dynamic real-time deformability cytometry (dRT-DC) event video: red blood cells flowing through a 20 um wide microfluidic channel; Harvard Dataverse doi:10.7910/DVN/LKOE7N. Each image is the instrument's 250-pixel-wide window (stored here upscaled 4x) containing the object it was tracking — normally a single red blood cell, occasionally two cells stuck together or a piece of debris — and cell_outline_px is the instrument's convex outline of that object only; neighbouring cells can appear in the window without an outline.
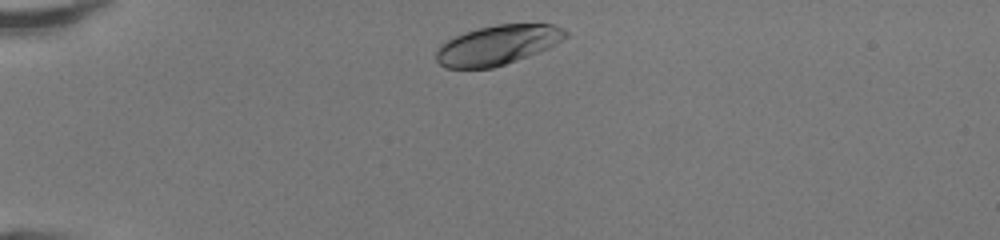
{"species": "human", "species_latin": "Homo sapiens", "temperature_condition": "room temperature", "stored_images_in_passage": 33, "camera_frame_rate_fps": 3000, "um_per_image_px": 0.085, "donor": {"sex": "female"}, "frame": {"image": 1, "passage_image": 2, "time_ms": 0.333, "image_size_px": [1000, 240], "cell_outline_px": [[568, 36], [548, 48], [540, 52], [492, 68], [444, 68], [436, 60], [436, 52], [440, 44], [464, 32], [496, 24], [552, 24], [564, 28], [568, 32]], "centroid_in_image_um": [42.3, 3.82], "position_along_channel_um": 42.7, "area_um2": 29.77}}
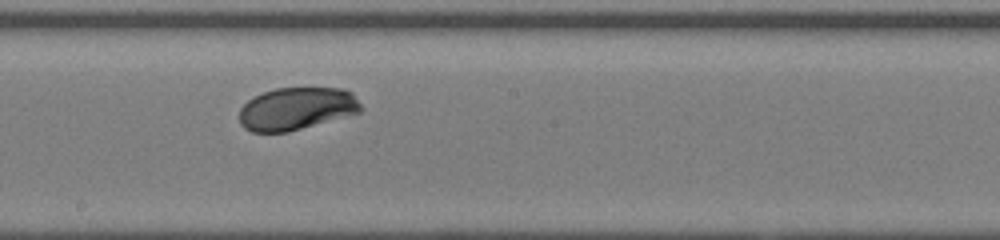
{"frame": {"image": 2, "passage_image": 18, "time_ms": 5.667, "image_size_px": [1000, 240], "cell_outline_px": [[364, 108], [360, 112], [288, 132], [252, 132], [244, 128], [240, 124], [240, 108], [252, 96], [276, 88], [344, 88], [352, 92]], "centroid_in_image_um": [25.21, 9.23], "position_along_channel_um": 223.0, "area_um2": 30.23}}
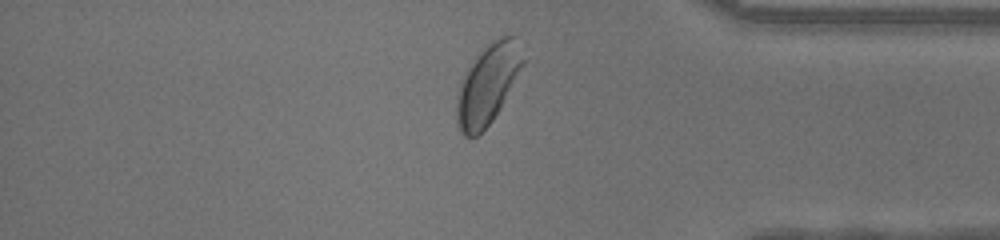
{"frame": {"image": 3, "passage_image": 31, "time_ms": 10.0, "image_size_px": [1000, 240], "cell_outline_px": [[528, 56], [524, 64], [500, 108], [492, 120], [476, 136], [464, 136], [460, 132], [456, 124], [456, 92], [460, 80], [468, 64], [488, 44], [504, 36], [516, 36]], "centroid_in_image_um": [41.46, 7.13], "position_along_channel_um": 393.7, "area_um2": 31.21}, "authors_computed_cell_mechanics": {"area_um2": 31.212, "velocity_mm_per_s": 4.2282, "shape_relaxation_time_tau1_ms": 1.4436, "shape_relaxation_time_tau2_ms": null, "deformation_change_tau1": 0.1117, "deformation_change_tau2": null}}